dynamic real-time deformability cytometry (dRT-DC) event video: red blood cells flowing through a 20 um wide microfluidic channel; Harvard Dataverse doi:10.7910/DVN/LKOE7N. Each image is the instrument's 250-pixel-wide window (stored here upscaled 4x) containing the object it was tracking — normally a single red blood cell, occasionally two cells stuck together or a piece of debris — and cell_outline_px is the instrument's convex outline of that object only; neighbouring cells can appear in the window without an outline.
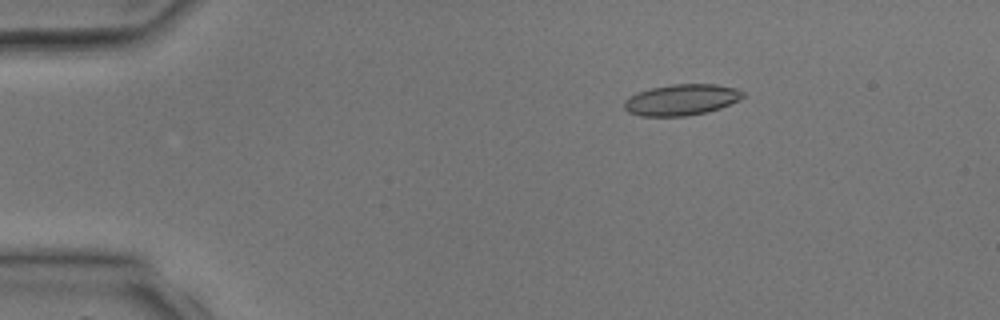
{"species": "common noctule bat (a hibernating species)", "species_latin": "Nyctalus noctula", "temperature_condition": "room temperature", "stored_images_in_passage": 2, "camera_frame_rate_fps": 3000, "um_per_image_px": 0.085, "animal": {"sex": "male", "body_mass_g": 17.9, "forearm_length_mm": 54.2}, "frame": {"image": 1, "passage_image": 1, "time_ms": 0.0, "image_size_px": [1000, 320], "cell_outline_px": [[744, 96], [740, 100], [720, 108], [708, 112], [684, 116], [640, 116], [628, 112], [624, 108], [624, 100], [628, 96], [636, 92], [652, 88], [672, 84], [716, 84], [736, 88], [744, 92]], "centroid_in_image_um": [57.91, 8.48], "position_along_channel_um": 27.1, "area_um2": 21.68}}